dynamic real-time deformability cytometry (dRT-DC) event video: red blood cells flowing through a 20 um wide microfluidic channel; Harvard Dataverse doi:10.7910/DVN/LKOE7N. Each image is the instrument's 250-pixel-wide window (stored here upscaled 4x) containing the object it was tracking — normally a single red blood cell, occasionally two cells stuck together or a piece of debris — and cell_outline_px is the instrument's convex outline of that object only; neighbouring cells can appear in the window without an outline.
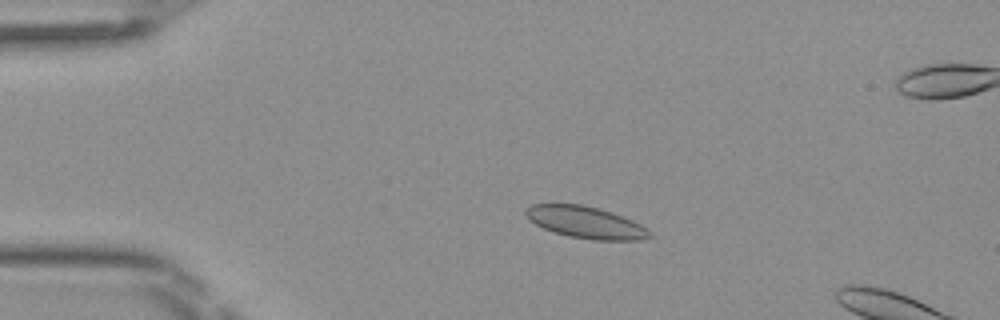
{"species": "Egyptian fruit bat (a non-hibernating species)", "species_latin": "Rousettus aegyptiacus", "temperature_condition": "room temperature", "stored_images_in_passage": 15, "camera_frame_rate_fps": 3000, "um_per_image_px": 0.085, "frame": {"image": 1, "passage_image": 11, "time_ms": 3.333, "image_size_px": [1000, 320], "cell_outline_px": [[652, 236], [640, 240], [592, 240], [568, 236], [544, 228], [528, 220], [524, 212], [532, 204], [584, 204], [600, 208], [612, 212], [632, 220], [648, 228], [652, 232]], "centroid_in_image_um": [49.82, 18.9], "position_along_channel_um": 35.2, "area_um2": 23.06}}